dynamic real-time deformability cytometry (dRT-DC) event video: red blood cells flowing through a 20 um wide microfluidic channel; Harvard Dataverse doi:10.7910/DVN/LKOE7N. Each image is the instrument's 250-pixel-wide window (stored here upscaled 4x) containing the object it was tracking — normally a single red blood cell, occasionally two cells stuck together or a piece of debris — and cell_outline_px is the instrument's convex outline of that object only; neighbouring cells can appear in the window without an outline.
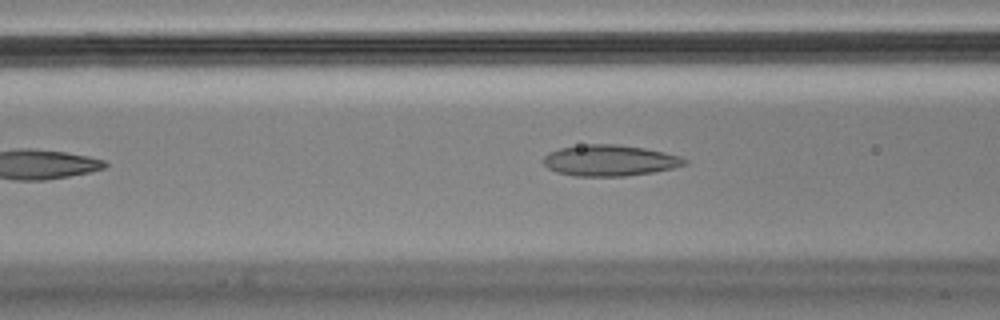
{"species": "Egyptian fruit bat (a non-hibernating species)", "species_latin": "Rousettus aegyptiacus", "temperature_condition": "cold", "stored_images_in_passage": 31, "camera_frame_rate_fps": 3000, "um_per_image_px": 0.085, "animal": {"sex": "male"}, "frame": {"image": 1, "passage_image": 12, "time_ms": 3.667, "image_size_px": [1000, 320], "cell_outline_px": [[688, 164], [672, 168], [652, 172], [624, 176], [572, 176], [556, 172], [548, 168], [544, 164], [544, 156], [548, 152], [560, 148], [588, 144], [616, 144], [644, 148], [664, 152], [680, 156], [688, 160]], "centroid_in_image_um": [51.82, 13.64], "position_along_channel_um": 114.8, "area_um2": 25.55}}
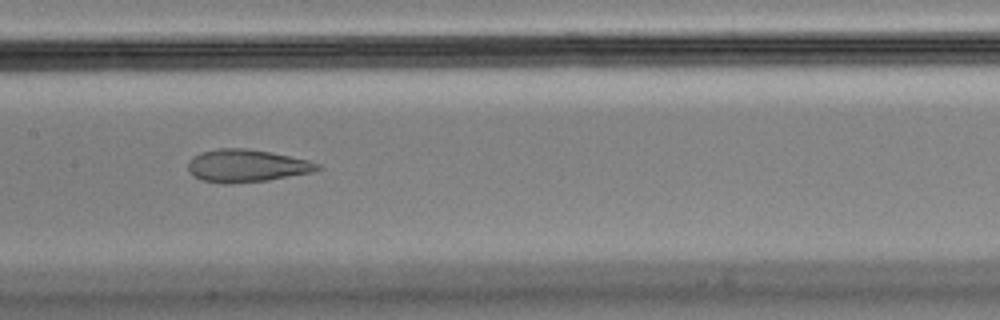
{"frame": {"image": 2, "passage_image": 18, "time_ms": 5.667, "image_size_px": [1000, 320], "cell_outline_px": [[320, 168], [312, 172], [268, 180], [232, 184], [224, 184], [200, 180], [192, 176], [188, 168], [188, 160], [200, 152], [220, 148], [244, 148], [268, 152], [308, 160], [320, 164]], "centroid_in_image_um": [20.9, 14.1], "position_along_channel_um": 186.5, "area_um2": 24.57}}
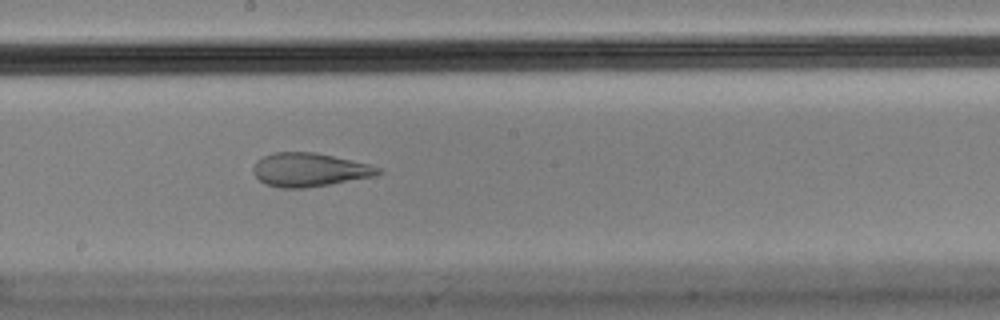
{"frame": {"image": 3, "passage_image": 21, "time_ms": 6.667, "image_size_px": [1000, 320], "cell_outline_px": [[384, 172], [376, 176], [304, 188], [280, 188], [264, 184], [252, 172], [252, 168], [256, 160], [272, 152], [316, 152], [368, 164], [380, 168]], "centroid_in_image_um": [26.27, 14.43], "position_along_channel_um": 221.9, "area_um2": 24.51}}